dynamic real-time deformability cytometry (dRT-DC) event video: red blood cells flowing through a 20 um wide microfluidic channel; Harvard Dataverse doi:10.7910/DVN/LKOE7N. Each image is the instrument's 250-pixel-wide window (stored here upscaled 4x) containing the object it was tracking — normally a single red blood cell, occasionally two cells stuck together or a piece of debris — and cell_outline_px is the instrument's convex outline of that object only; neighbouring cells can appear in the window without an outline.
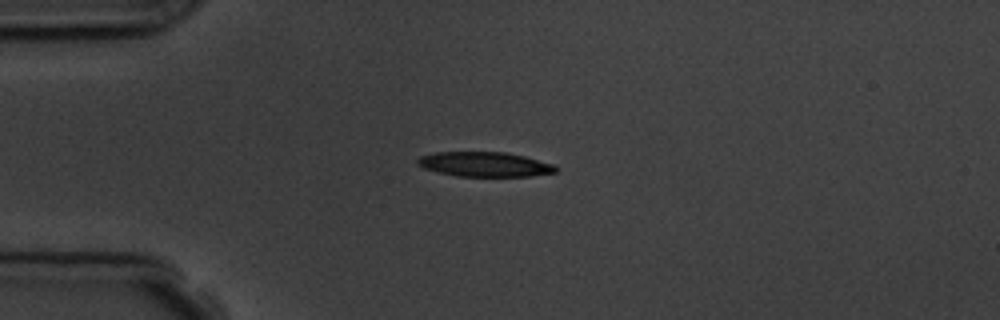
{"species": "common noctule bat (a hibernating species)", "species_latin": "Nyctalus noctula", "temperature_condition": "room temperature", "stored_images_in_passage": 5, "camera_frame_rate_fps": 3000, "um_per_image_px": 0.085, "animal": {"sex": "male", "body_mass_g": 19.5, "forearm_length_mm": 54.6}, "frame": {"image": 1, "passage_image": 1, "time_ms": 0.0, "image_size_px": [1000, 320], "cell_outline_px": [[556, 172], [532, 176], [456, 176], [424, 168], [416, 164], [416, 160], [420, 156], [436, 152], [504, 152], [524, 156], [552, 164], [556, 168]], "centroid_in_image_um": [41.16, 13.96], "position_along_channel_um": 43.8, "area_um2": 19.71}}